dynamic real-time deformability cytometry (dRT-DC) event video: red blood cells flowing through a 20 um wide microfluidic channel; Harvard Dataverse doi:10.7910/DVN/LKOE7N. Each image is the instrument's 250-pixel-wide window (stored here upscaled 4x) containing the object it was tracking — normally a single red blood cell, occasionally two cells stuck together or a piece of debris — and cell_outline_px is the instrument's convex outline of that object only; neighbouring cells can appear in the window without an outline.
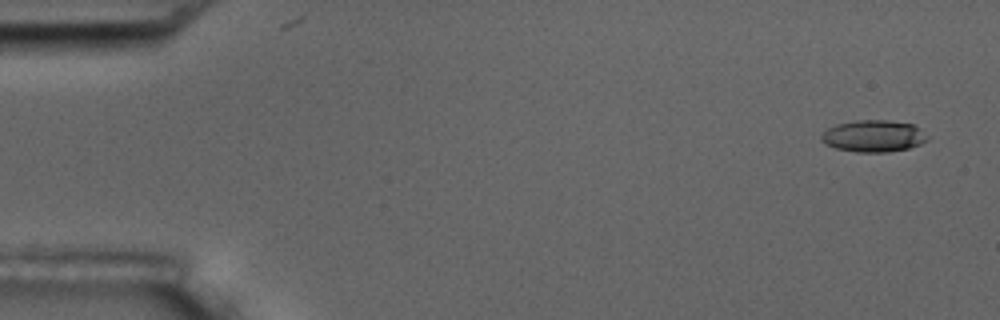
{"species": "common noctule bat (a hibernating species)", "species_latin": "Nyctalus noctula", "temperature_condition": "room temperature", "stored_images_in_passage": 5, "camera_frame_rate_fps": 3000, "um_per_image_px": 0.085, "animal": {"sex": "male", "body_mass_g": 17.5, "forearm_length_mm": 52.3}, "frame": {"image": 1, "passage_image": 1, "time_ms": 0.0, "image_size_px": [1000, 320], "cell_outline_px": [[928, 140], [920, 144], [908, 148], [888, 152], [856, 152], [836, 148], [824, 144], [820, 140], [820, 136], [828, 128], [836, 124], [856, 120], [888, 120], [912, 124], [920, 128], [928, 136]], "centroid_in_image_um": [74.24, 11.56], "position_along_channel_um": 10.8, "area_um2": 19.77}}
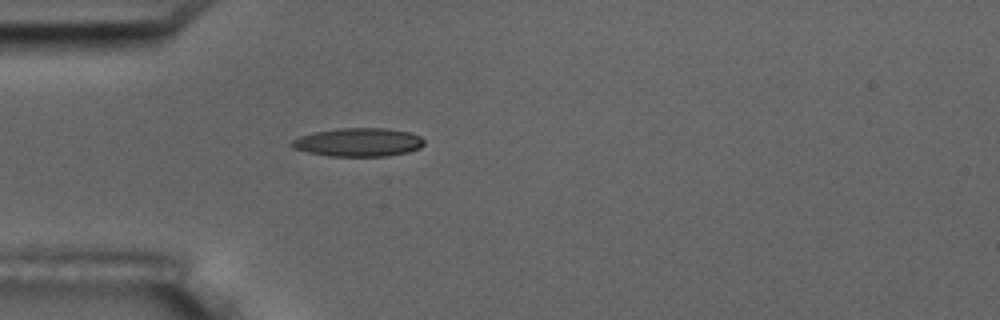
{"frame": {"image": 2, "passage_image": 5, "time_ms": 4.667, "image_size_px": [1000, 320], "cell_outline_px": [[424, 144], [420, 148], [408, 152], [388, 156], [328, 156], [308, 152], [292, 148], [288, 144], [292, 140], [300, 136], [316, 132], [340, 128], [388, 128], [408, 132], [420, 136], [424, 140]], "centroid_in_image_um": [30.46, 12.09], "position_along_channel_um": 54.5, "area_um2": 22.02}}